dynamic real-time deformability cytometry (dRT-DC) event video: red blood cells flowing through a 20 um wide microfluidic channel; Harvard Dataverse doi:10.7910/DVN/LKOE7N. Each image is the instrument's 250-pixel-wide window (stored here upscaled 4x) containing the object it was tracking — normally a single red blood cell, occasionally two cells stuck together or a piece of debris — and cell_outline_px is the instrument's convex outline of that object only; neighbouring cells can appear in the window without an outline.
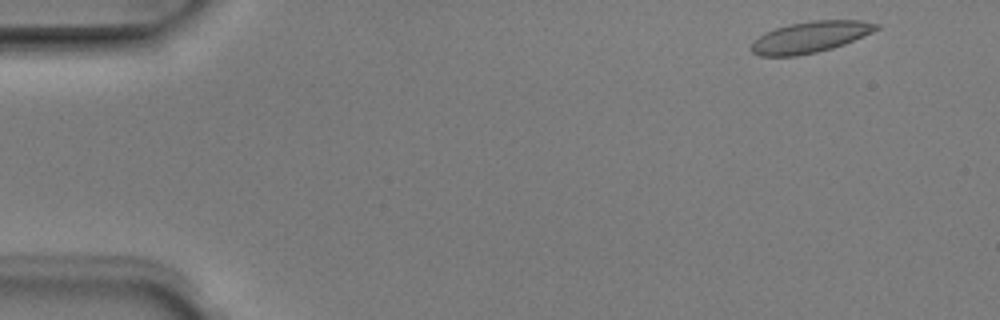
{"species": "Egyptian fruit bat (a non-hibernating species)", "species_latin": "Rousettus aegyptiacus", "temperature_condition": "room temperature", "stored_images_in_passage": 4, "camera_frame_rate_fps": 3000, "um_per_image_px": 0.085, "animal": {"sex": "male"}, "frame": {"image": 1, "passage_image": 1, "time_ms": 0.0, "image_size_px": [1000, 320], "cell_outline_px": [[880, 28], [872, 32], [844, 44], [832, 48], [816, 52], [796, 56], [760, 56], [752, 52], [748, 48], [752, 40], [764, 32], [788, 24], [812, 20], [860, 20], [880, 24]], "centroid_in_image_um": [68.82, 3.15], "position_along_channel_um": 16.2, "area_um2": 22.95}}
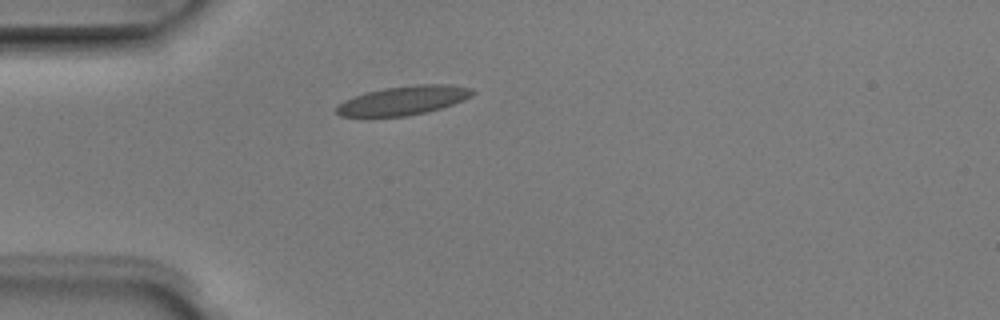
{"frame": {"image": 2, "passage_image": 4, "time_ms": 1.0, "image_size_px": [1000, 320], "cell_outline_px": [[476, 92], [472, 96], [464, 100], [428, 112], [408, 116], [340, 116], [336, 112], [336, 104], [352, 96], [364, 92], [384, 88], [416, 84], [452, 84], [472, 88]], "centroid_in_image_um": [34.29, 8.52], "position_along_channel_um": 50.7, "area_um2": 23.24}}